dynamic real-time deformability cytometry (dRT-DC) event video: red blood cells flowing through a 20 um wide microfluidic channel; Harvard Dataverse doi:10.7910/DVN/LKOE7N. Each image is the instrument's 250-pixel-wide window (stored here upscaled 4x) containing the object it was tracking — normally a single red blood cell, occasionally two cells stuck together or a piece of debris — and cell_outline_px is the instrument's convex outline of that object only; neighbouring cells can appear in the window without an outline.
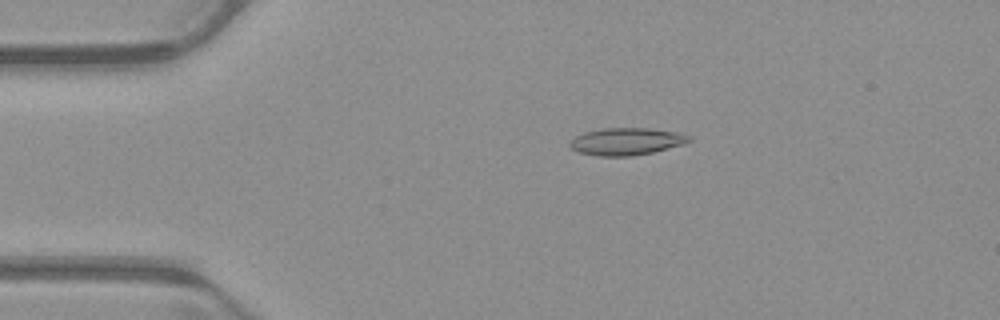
{"species": "common noctule bat (a hibernating species)", "species_latin": "Nyctalus noctula", "temperature_condition": "warm", "stored_images_in_passage": 52, "camera_frame_rate_fps": 3000, "um_per_image_px": 0.085, "animal": {"sex": "male", "body_mass_g": 23.1, "forearm_length_mm": 52.7}, "frame": {"image": 1, "passage_image": 10, "time_ms": 3.0, "image_size_px": [1000, 320], "cell_outline_px": [[692, 140], [684, 144], [652, 152], [632, 156], [596, 156], [580, 152], [572, 148], [568, 144], [576, 136], [584, 132], [604, 128], [648, 128], [676, 132], [692, 136]], "centroid_in_image_um": [53.26, 12.02], "position_along_channel_um": 31.7, "area_um2": 18.84}}
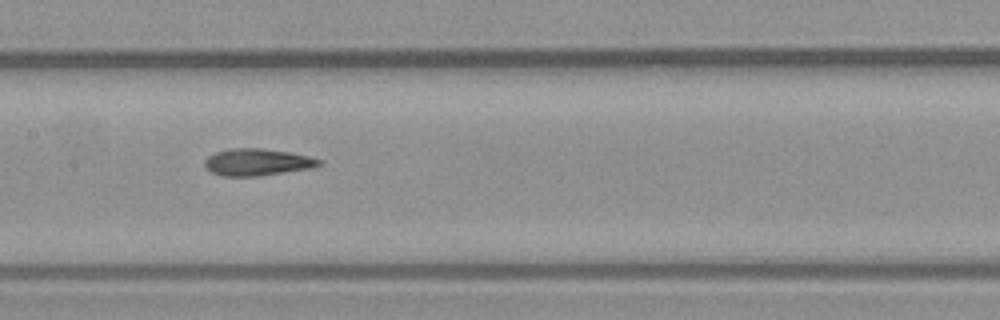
{"frame": {"image": 2, "passage_image": 25, "time_ms": 8.0, "image_size_px": [1000, 320], "cell_outline_px": [[320, 164], [312, 168], [260, 176], [220, 176], [212, 172], [204, 164], [204, 160], [208, 156], [216, 152], [232, 148], [260, 148], [288, 152], [308, 156], [320, 160]], "centroid_in_image_um": [21.84, 13.79], "position_along_channel_um": 185.6, "area_um2": 17.8}}
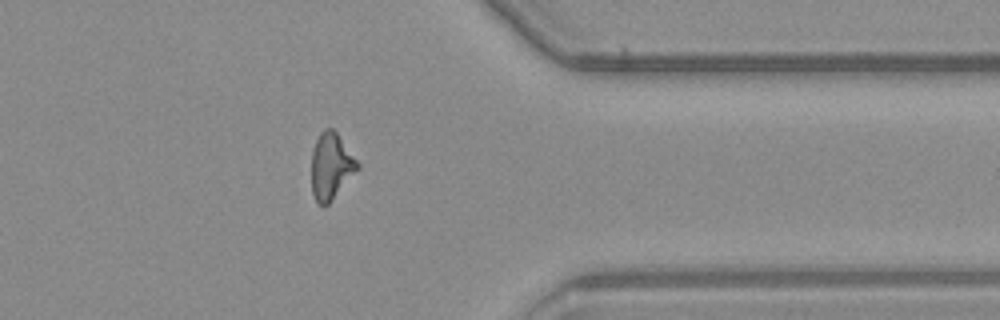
{"frame": {"image": 3, "passage_image": 41, "time_ms": 13.333, "image_size_px": [1000, 320], "cell_outline_px": [[360, 168], [332, 200], [324, 208], [316, 204], [312, 192], [312, 152], [316, 140], [320, 132], [324, 128], [332, 128], [336, 132], [360, 164]], "centroid_in_image_um": [28.13, 14.16], "position_along_channel_um": 383.3, "area_um2": 17.92}, "authors_computed_cell_mechanics": {"area_um2": 17.7446, "velocity_mm_per_s": 3.9732, "shape_relaxation_time_tau1_ms": null, "shape_relaxation_time_tau2_ms": 2.1682, "deformation_change_tau1": null, "deformation_change_tau2": 0.1148}}